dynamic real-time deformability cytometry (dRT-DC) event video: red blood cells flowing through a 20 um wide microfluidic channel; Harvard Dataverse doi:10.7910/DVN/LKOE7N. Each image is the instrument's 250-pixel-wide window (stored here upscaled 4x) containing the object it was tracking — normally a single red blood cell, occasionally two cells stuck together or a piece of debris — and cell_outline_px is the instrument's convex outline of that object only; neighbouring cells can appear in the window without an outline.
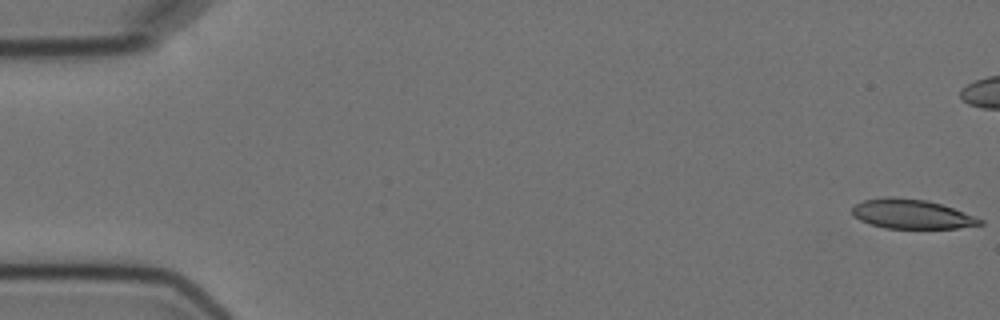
{"species": "Egyptian fruit bat (a non-hibernating species)", "species_latin": "Rousettus aegyptiacus", "temperature_condition": "cold", "stored_images_in_passage": 6, "camera_frame_rate_fps": 3000, "um_per_image_px": 0.085, "animal": {"sex": "female"}, "frame": {"image": 1, "passage_image": 1, "time_ms": 0.0, "image_size_px": [1000, 320], "cell_outline_px": [[984, 224], [956, 228], [884, 228], [860, 220], [852, 216], [852, 208], [856, 204], [864, 200], [888, 196], [896, 196], [924, 200], [940, 204], [952, 208], [984, 220]], "centroid_in_image_um": [77.46, 18.19], "position_along_channel_um": 7.5, "area_um2": 21.73}}
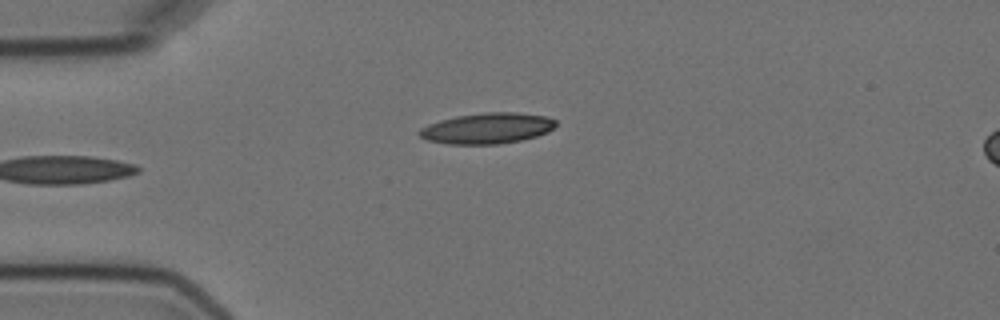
{"frame": {"image": 2, "passage_image": 6, "time_ms": 6.0, "image_size_px": [1000, 320], "cell_outline_px": [[556, 124], [548, 132], [536, 136], [520, 140], [500, 144], [448, 144], [428, 140], [420, 136], [416, 132], [420, 128], [428, 124], [440, 120], [456, 116], [484, 112], [516, 112], [544, 116], [556, 120]], "centroid_in_image_um": [41.38, 10.9], "position_along_channel_um": 43.6, "area_um2": 24.45}}